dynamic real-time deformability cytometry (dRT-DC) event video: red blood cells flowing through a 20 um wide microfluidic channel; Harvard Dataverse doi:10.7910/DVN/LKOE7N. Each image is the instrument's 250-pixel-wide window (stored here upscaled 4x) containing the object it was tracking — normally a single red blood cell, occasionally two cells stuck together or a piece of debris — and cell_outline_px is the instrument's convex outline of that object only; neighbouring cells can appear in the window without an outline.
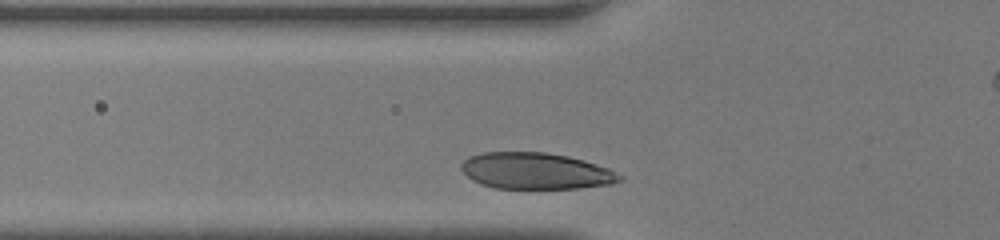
{"species": "human", "species_latin": "Homo sapiens", "temperature_condition": "room temperature", "stored_images_in_passage": 28, "camera_frame_rate_fps": 3000, "um_per_image_px": 0.085, "donor": {"sex": "female"}, "frame": {"image": 1, "passage_image": 3, "time_ms": 0.667, "image_size_px": [1000, 240], "cell_outline_px": [[624, 180], [612, 184], [580, 188], [496, 188], [480, 184], [472, 180], [460, 168], [460, 164], [468, 156], [484, 152], [544, 152], [568, 156], [584, 160], [608, 168], [624, 176]], "centroid_in_image_um": [45.56, 14.53], "position_along_channel_um": 80.2, "area_um2": 33.76}}
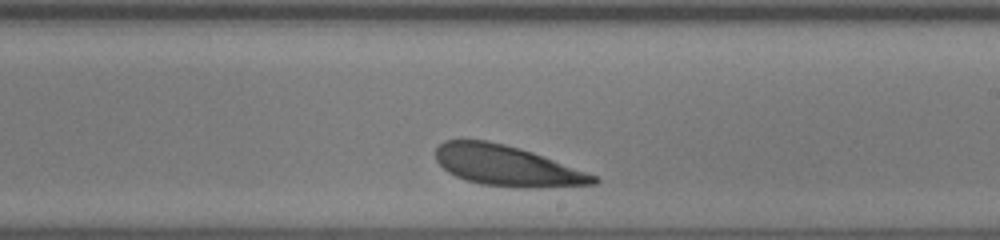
{"frame": {"image": 2, "passage_image": 17, "time_ms": 5.333, "image_size_px": [1000, 240], "cell_outline_px": [[600, 180], [596, 184], [524, 188], [520, 188], [480, 184], [456, 176], [448, 172], [436, 160], [436, 148], [444, 140], [488, 140], [520, 148], [532, 152], [596, 176]], "centroid_in_image_um": [43.05, 14.09], "position_along_channel_um": 245.9, "area_um2": 36.76}}
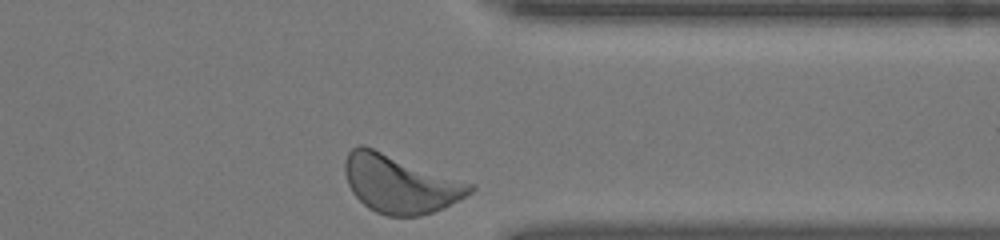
{"frame": {"image": 3, "passage_image": 28, "time_ms": 9.0, "image_size_px": [1000, 240], "cell_outline_px": [[476, 188], [472, 192], [444, 208], [420, 216], [388, 216], [376, 212], [368, 208], [352, 192], [348, 184], [344, 172], [344, 160], [348, 152], [352, 148], [360, 144], [372, 148], [476, 184]], "centroid_in_image_um": [34.02, 15.63], "position_along_channel_um": 377.4, "area_um2": 42.37}, "authors_computed_cell_mechanics": {"area_um2": 36.5874, "velocity_mm_per_s": 3.5684, "shape_relaxation_time_tau1_ms": null, "shape_relaxation_time_tau2_ms": 3.3282, "deformation_change_tau1": null, "deformation_change_tau2": 0.1017}}